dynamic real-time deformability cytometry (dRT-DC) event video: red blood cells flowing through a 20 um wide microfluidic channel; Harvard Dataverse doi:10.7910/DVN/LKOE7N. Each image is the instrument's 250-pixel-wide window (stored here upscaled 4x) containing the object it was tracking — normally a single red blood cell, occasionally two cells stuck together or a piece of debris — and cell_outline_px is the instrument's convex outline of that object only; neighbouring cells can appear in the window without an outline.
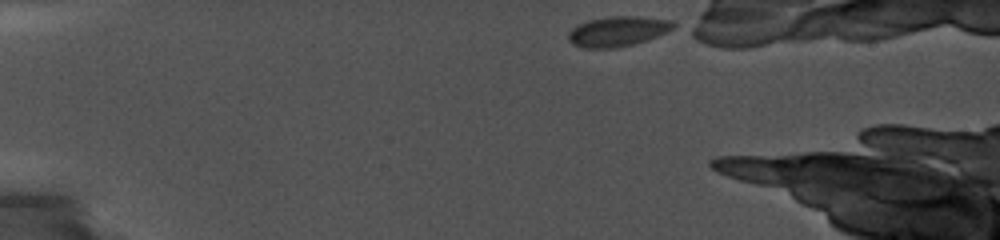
{"species": "common noctule bat (a hibernating species)", "species_latin": "Nyctalus noctula", "temperature_condition": "cold", "stored_images_in_passage": 45, "camera_frame_rate_fps": 5000, "um_per_image_px": 0.085, "animal": {"sex": "female", "body_mass_g": 19.0, "forearm_length_mm": 56.7}, "frame": {"image": 1, "passage_image": 1, "time_ms": 0.0, "image_size_px": [1000, 240], "cell_outline_px": [[676, 28], [668, 32], [648, 40], [616, 48], [584, 48], [572, 44], [568, 40], [568, 32], [576, 24], [588, 20], [608, 16], [640, 16], [672, 20], [676, 24]], "centroid_in_image_um": [52.52, 2.65], "position_along_channel_um": 32.5, "area_um2": 18.79}}
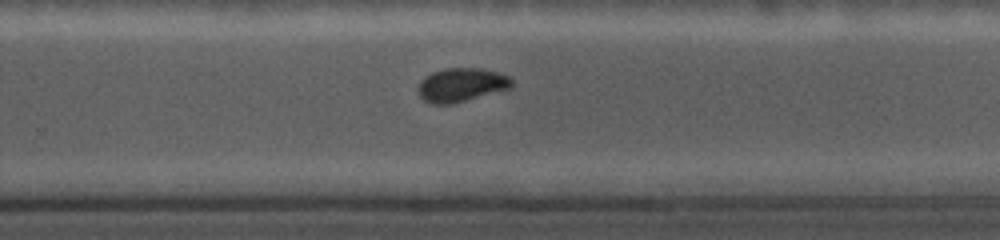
{"frame": {"image": 2, "passage_image": 26, "time_ms": 9.0, "image_size_px": [1000, 240], "cell_outline_px": [[512, 84], [508, 88], [452, 104], [432, 104], [424, 100], [420, 96], [420, 84], [432, 72], [444, 68], [480, 68], [496, 72], [508, 76], [512, 80]], "centroid_in_image_um": [39.21, 7.21], "position_along_channel_um": 290.6, "area_um2": 17.8}}
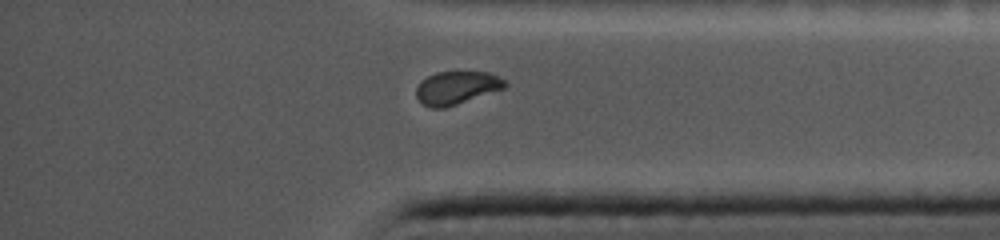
{"frame": {"image": 3, "passage_image": 36, "time_ms": 11.8, "image_size_px": [1000, 240], "cell_outline_px": [[508, 84], [504, 88], [444, 108], [428, 108], [416, 96], [416, 88], [420, 80], [436, 72], [488, 72], [504, 80]], "centroid_in_image_um": [38.77, 7.45], "position_along_channel_um": 396.4, "area_um2": 16.88}}